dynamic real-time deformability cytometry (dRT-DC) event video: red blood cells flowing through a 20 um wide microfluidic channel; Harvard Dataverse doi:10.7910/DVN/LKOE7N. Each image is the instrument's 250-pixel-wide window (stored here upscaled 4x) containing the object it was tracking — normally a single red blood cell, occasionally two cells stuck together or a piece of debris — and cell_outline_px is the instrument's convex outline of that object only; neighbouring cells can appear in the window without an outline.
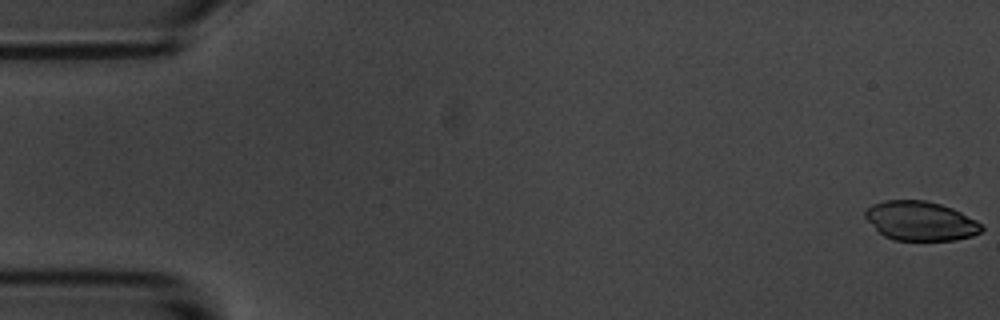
{"species": "common noctule bat (a hibernating species)", "species_latin": "Nyctalus noctula", "temperature_condition": "room temperature", "stored_images_in_passage": 13, "camera_frame_rate_fps": 3000, "um_per_image_px": 0.085, "animal": {"sex": "male", "body_mass_g": 20.1, "forearm_length_mm": 53.5}, "frame": {"image": 1, "passage_image": 1, "time_ms": 0.0, "image_size_px": [1000, 320], "cell_outline_px": [[984, 228], [980, 232], [972, 236], [956, 240], [892, 240], [884, 236], [864, 216], [864, 212], [872, 204], [884, 200], [924, 200], [940, 204], [952, 208], [976, 220]], "centroid_in_image_um": [78.24, 18.78], "position_along_channel_um": 6.8, "area_um2": 26.47}}